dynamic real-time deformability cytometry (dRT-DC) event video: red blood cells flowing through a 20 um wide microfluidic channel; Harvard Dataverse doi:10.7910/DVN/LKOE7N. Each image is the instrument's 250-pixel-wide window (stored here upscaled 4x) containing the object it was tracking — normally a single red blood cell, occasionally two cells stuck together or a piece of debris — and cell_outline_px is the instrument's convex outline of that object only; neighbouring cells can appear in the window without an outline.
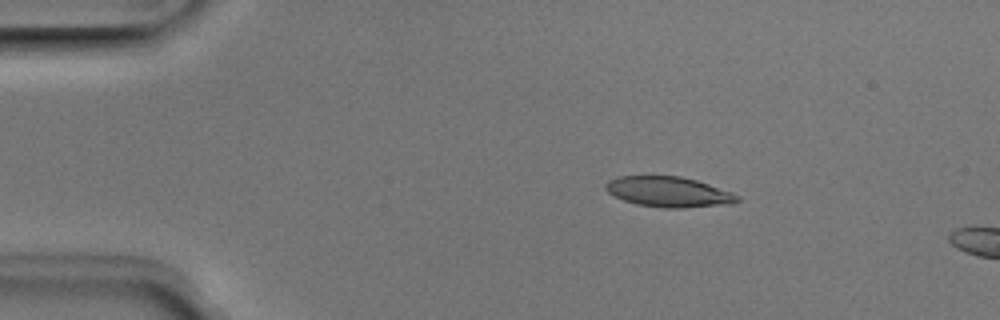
{"species": "Egyptian fruit bat (a non-hibernating species)", "species_latin": "Rousettus aegyptiacus", "temperature_condition": "room temperature", "stored_images_in_passage": 5, "camera_frame_rate_fps": 3000, "um_per_image_px": 0.085, "animal": {"sex": "male"}, "frame": {"image": 1, "passage_image": 1, "time_ms": 0.0, "image_size_px": [1000, 320], "cell_outline_px": [[740, 200], [732, 204], [684, 208], [664, 208], [636, 204], [624, 200], [608, 192], [604, 188], [604, 184], [608, 180], [616, 176], [680, 176], [696, 180], [732, 192], [740, 196]], "centroid_in_image_um": [56.84, 16.31], "position_along_channel_um": 28.2, "area_um2": 23.41}}